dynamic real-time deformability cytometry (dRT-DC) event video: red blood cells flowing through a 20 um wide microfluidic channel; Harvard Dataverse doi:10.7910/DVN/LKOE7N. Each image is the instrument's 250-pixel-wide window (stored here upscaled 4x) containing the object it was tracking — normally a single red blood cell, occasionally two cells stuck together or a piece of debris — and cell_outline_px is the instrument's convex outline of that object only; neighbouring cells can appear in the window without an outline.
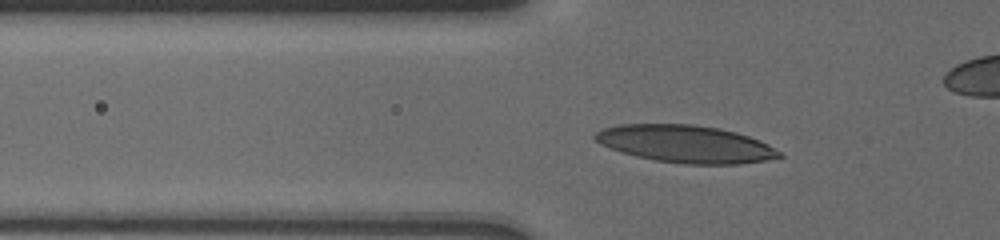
{"species": "human", "species_latin": "Homo sapiens", "temperature_condition": "cold", "stored_images_in_passage": 37, "camera_frame_rate_fps": 3000, "um_per_image_px": 0.085, "donor": {"sex": "male"}, "frame": {"image": 1, "passage_image": 21, "time_ms": 4.0, "image_size_px": [1000, 240], "cell_outline_px": [[784, 156], [768, 160], [740, 164], [684, 164], [656, 160], [636, 156], [620, 152], [600, 144], [592, 136], [596, 132], [604, 128], [620, 124], [692, 124], [720, 128], [736, 132], [760, 140], [768, 144], [780, 152]], "centroid_in_image_um": [58.28, 12.23], "position_along_channel_um": 67.5, "area_um2": 40.23}}
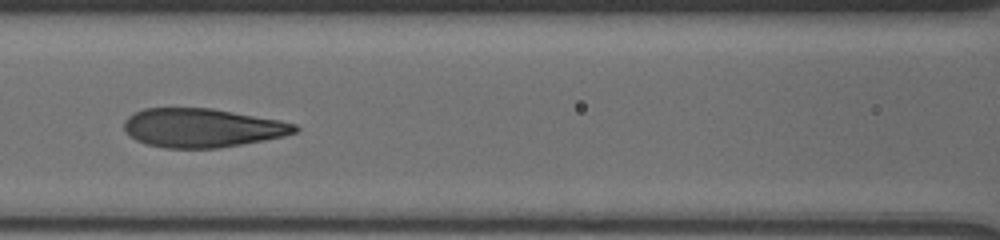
{"frame": {"image": 2, "passage_image": 32, "time_ms": 6.333, "image_size_px": [1000, 240], "cell_outline_px": [[300, 128], [296, 132], [284, 136], [264, 140], [220, 148], [164, 148], [144, 144], [128, 136], [124, 132], [124, 120], [132, 112], [144, 108], [212, 108], [280, 120], [296, 124]], "centroid_in_image_um": [17.14, 10.87], "position_along_channel_um": 149.5, "area_um2": 39.07}}
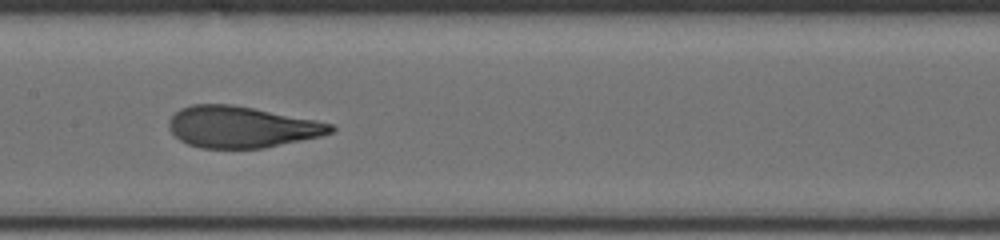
{"frame": {"image": 3, "passage_image": 36, "time_ms": 7.333, "image_size_px": [1000, 240], "cell_outline_px": [[336, 128], [332, 132], [320, 136], [264, 148], [200, 148], [188, 144], [180, 140], [168, 128], [168, 120], [180, 108], [192, 104], [232, 104], [316, 120], [332, 124]], "centroid_in_image_um": [20.5, 10.79], "position_along_channel_um": 186.9, "area_um2": 38.9}}